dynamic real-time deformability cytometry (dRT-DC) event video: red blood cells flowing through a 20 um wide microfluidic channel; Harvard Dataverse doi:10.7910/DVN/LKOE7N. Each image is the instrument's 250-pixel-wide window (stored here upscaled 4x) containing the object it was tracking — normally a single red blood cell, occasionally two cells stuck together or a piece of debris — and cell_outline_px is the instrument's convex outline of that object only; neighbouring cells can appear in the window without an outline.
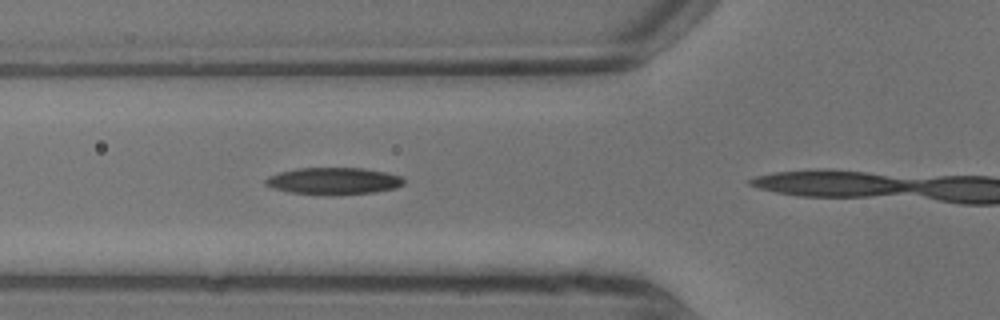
{"species": "common noctule bat (a hibernating species)", "species_latin": "Nyctalus noctula", "temperature_condition": "warm", "stored_images_in_passage": 6, "camera_frame_rate_fps": 3000, "um_per_image_px": 0.085, "animal": {"sex": "male", "body_mass_g": 13.3}, "frame": {"image": 1, "passage_image": 5, "time_ms": 1.333, "image_size_px": [1000, 320], "cell_outline_px": [[404, 184], [396, 188], [372, 192], [332, 196], [288, 192], [272, 188], [264, 184], [264, 180], [268, 176], [280, 172], [296, 168], [364, 168], [384, 172], [400, 176], [404, 180]], "centroid_in_image_um": [28.31, 15.39], "position_along_channel_um": 97.5, "area_um2": 21.91}}